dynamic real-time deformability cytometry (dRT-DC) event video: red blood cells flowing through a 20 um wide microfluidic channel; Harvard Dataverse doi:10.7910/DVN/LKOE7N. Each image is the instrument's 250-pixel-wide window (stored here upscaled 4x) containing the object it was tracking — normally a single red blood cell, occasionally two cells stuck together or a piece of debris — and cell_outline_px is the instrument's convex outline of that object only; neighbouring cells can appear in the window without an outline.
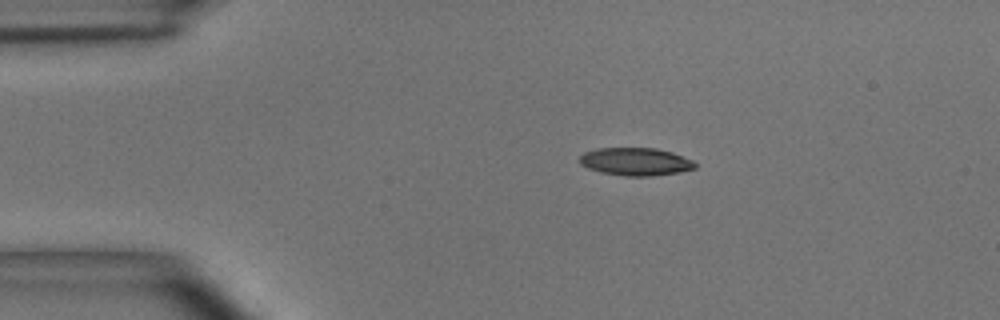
{"species": "common noctule bat (a hibernating species)", "species_latin": "Nyctalus noctula", "temperature_condition": "room temperature", "stored_images_in_passage": 40, "camera_frame_rate_fps": 3000, "um_per_image_px": 0.085, "animal": {"sex": "male", "body_mass_g": 15.6}, "frame": {"image": 1, "passage_image": 1, "time_ms": 0.0, "image_size_px": [1000, 320], "cell_outline_px": [[696, 168], [680, 172], [652, 176], [624, 176], [600, 172], [588, 168], [580, 164], [580, 156], [584, 152], [596, 148], [656, 148], [672, 152], [692, 160], [696, 164]], "centroid_in_image_um": [54.02, 13.74], "position_along_channel_um": 31.0, "area_um2": 18.79}}
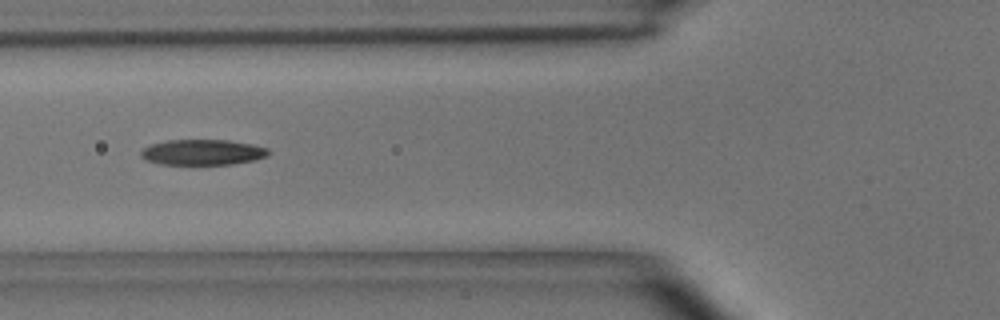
{"frame": {"image": 2, "passage_image": 10, "time_ms": 3.0, "image_size_px": [1000, 320], "cell_outline_px": [[268, 156], [252, 160], [232, 164], [160, 164], [144, 160], [140, 156], [140, 152], [144, 148], [152, 144], [168, 140], [228, 140], [252, 144], [268, 148]], "centroid_in_image_um": [17.19, 12.94], "position_along_channel_um": 108.6, "area_um2": 18.9}}
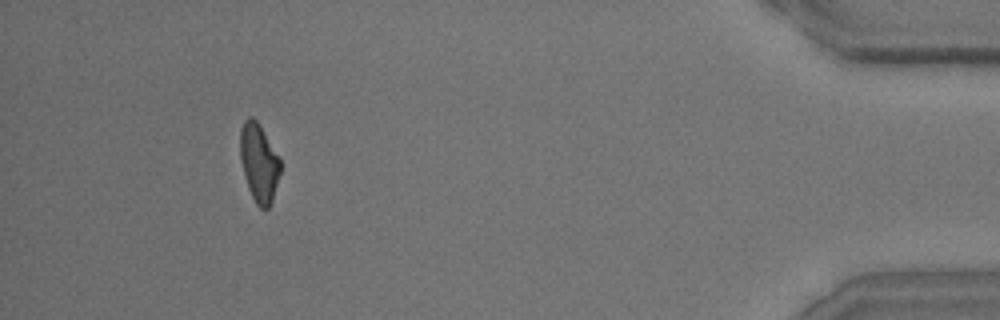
{"frame": {"image": 3, "passage_image": 37, "time_ms": 12.0, "image_size_px": [1000, 320], "cell_outline_px": [[280, 172], [272, 200], [268, 208], [260, 208], [256, 204], [248, 188], [244, 176], [240, 160], [240, 128], [244, 120], [248, 116], [252, 116], [256, 120], [280, 156]], "centroid_in_image_um": [22.0, 13.8], "position_along_channel_um": 413.2, "area_um2": 18.38}, "authors_computed_cell_mechanics": {"area_um2": 19.1896, "velocity_mm_per_s": 4.0825, "shape_relaxation_time_tau1_ms": 6.8003, "shape_relaxation_time_tau2_ms": 3.9033, "deformation_change_tau1": 0.2017, "deformation_change_tau2": 0.1234}}